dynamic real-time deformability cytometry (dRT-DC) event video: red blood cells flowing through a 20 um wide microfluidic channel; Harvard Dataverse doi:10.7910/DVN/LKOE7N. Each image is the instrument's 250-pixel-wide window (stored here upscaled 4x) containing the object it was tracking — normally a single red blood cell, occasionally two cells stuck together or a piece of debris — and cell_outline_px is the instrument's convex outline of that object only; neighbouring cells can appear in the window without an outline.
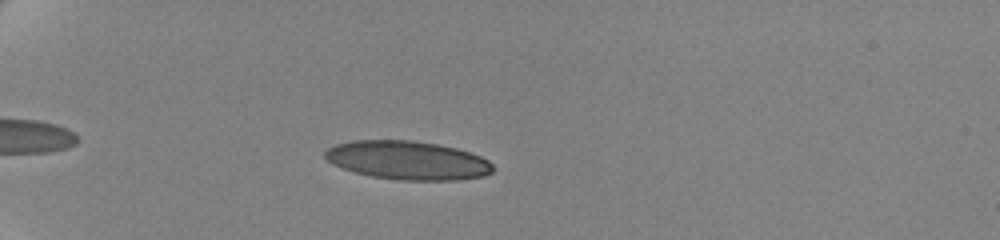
{"species": "human", "species_latin": "Homo sapiens", "temperature_condition": "cold", "stored_images_in_passage": 50, "camera_frame_rate_fps": 3000, "um_per_image_px": 0.085, "donor": {"sex": "female"}, "frame": {"image": 1, "passage_image": 9, "time_ms": 2.667, "image_size_px": [1000, 240], "cell_outline_px": [[496, 168], [492, 172], [484, 176], [456, 180], [400, 180], [372, 176], [356, 172], [332, 164], [324, 156], [324, 152], [328, 148], [336, 144], [352, 140], [412, 140], [436, 144], [456, 148], [480, 156], [488, 160]], "centroid_in_image_um": [34.66, 13.62], "position_along_channel_um": 50.3, "area_um2": 37.74}}
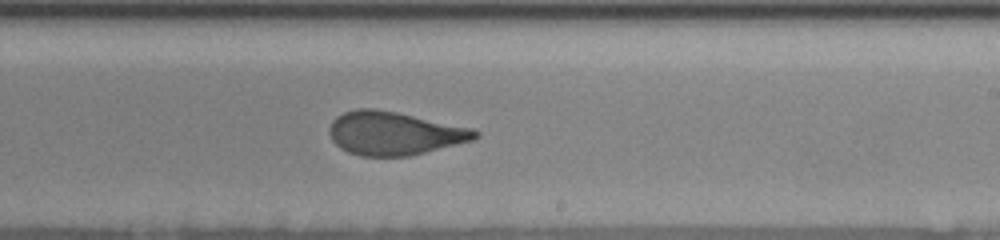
{"frame": {"image": 2, "passage_image": 30, "time_ms": 9.667, "image_size_px": [1000, 240], "cell_outline_px": [[480, 136], [472, 140], [408, 156], [360, 156], [348, 152], [340, 148], [332, 140], [328, 132], [328, 128], [332, 120], [336, 116], [344, 112], [356, 108], [372, 108], [396, 112], [472, 128], [480, 132]], "centroid_in_image_um": [33.46, 11.32], "position_along_channel_um": 255.5, "area_um2": 36.7}}
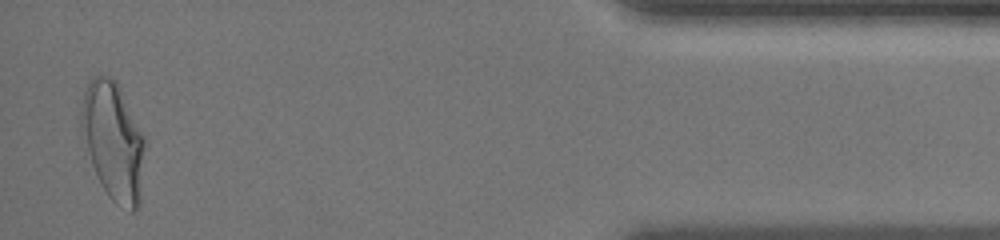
{"frame": {"image": 3, "passage_image": 49, "time_ms": 16.0, "image_size_px": [1000, 240], "cell_outline_px": [[144, 144], [140, 208], [132, 212], [116, 204], [108, 196], [92, 164], [80, 128], [80, 116], [84, 92], [88, 80], [92, 76], [108, 76], [116, 80], [144, 136]], "centroid_in_image_um": [9.62, 11.99], "position_along_channel_um": 425.6, "area_um2": 43.41}, "authors_computed_cell_mechanics": {"area_um2": 37.4544, "velocity_mm_per_s": 3.5056, "shape_relaxation_time_tau1_ms": 5.2847, "shape_relaxation_time_tau2_ms": 1.1461, "deformation_change_tau1": 0.1843, "deformation_change_tau2": 0.0788}}